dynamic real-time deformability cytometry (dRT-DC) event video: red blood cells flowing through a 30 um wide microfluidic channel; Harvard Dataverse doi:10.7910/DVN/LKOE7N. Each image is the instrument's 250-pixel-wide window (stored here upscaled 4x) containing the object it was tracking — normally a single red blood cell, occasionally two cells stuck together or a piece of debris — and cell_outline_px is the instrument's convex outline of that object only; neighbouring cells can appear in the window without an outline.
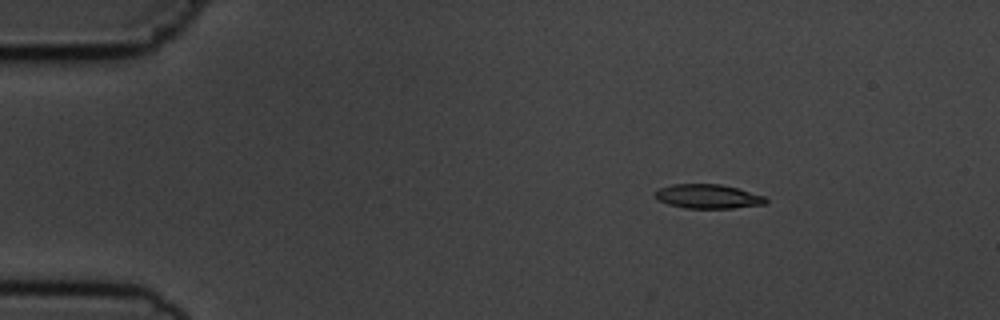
{"species": "common noctule bat (a hibernating species)", "species_latin": "Nyctalus noctula", "temperature_condition": "cold", "stored_images_in_passage": 8, "camera_frame_rate_fps": 3000, "um_per_image_px": 0.085, "animal": {"sex": "male", "body_mass_g": 19.5, "forearm_length_mm": 54.6}, "frame": {"image": 1, "passage_image": 2, "time_ms": 1.333, "image_size_px": [1000, 320], "cell_outline_px": [[768, 200], [764, 204], [732, 208], [684, 208], [668, 204], [656, 200], [656, 192], [660, 188], [672, 184], [720, 184], [736, 188], [764, 196]], "centroid_in_image_um": [60.15, 16.7], "position_along_channel_um": 24.8, "area_um2": 15.43}}
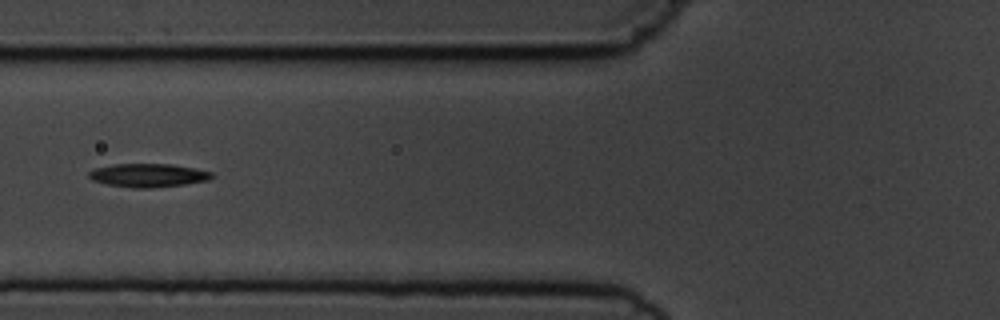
{"frame": {"image": 2, "passage_image": 5, "time_ms": 5.667, "image_size_px": [1000, 320], "cell_outline_px": [[212, 176], [208, 180], [184, 184], [152, 188], [132, 188], [108, 184], [92, 180], [88, 176], [88, 172], [96, 168], [112, 164], [172, 164], [196, 168], [212, 172]], "centroid_in_image_um": [12.58, 14.9], "position_along_channel_um": 113.2, "area_um2": 16.76}}
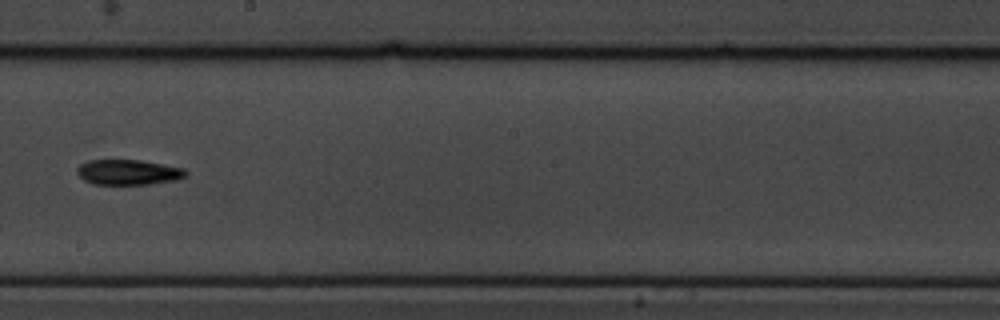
{"frame": {"image": 3, "passage_image": 8, "time_ms": 9.0, "image_size_px": [1000, 320], "cell_outline_px": [[188, 176], [176, 180], [152, 184], [92, 184], [84, 180], [76, 172], [76, 168], [80, 164], [88, 160], [140, 160], [184, 168], [188, 172]], "centroid_in_image_um": [10.92, 14.64], "position_along_channel_um": 237.3, "area_um2": 16.13}}